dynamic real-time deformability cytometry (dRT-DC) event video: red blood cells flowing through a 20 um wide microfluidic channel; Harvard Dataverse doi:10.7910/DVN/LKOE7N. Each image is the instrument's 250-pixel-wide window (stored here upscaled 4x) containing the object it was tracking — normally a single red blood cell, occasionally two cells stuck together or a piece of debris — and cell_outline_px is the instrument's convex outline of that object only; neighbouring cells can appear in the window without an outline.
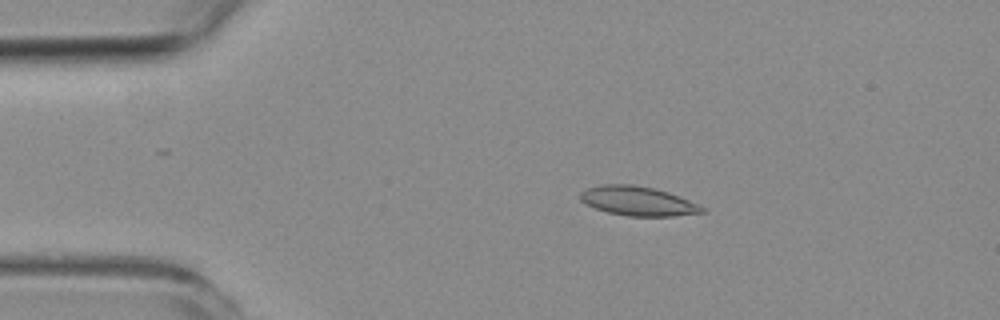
{"species": "common noctule bat (a hibernating species)", "species_latin": "Nyctalus noctula", "temperature_condition": "room temperature", "stored_images_in_passage": 3, "camera_frame_rate_fps": 3000, "um_per_image_px": 0.085, "animal": {"sex": "female", "body_mass_g": 19.3, "forearm_length_mm": 54.1}, "frame": {"image": 1, "passage_image": 2, "time_ms": 1.667, "image_size_px": [1000, 320], "cell_outline_px": [[708, 212], [672, 216], [628, 216], [608, 212], [584, 204], [580, 200], [580, 192], [588, 188], [600, 184], [632, 184], [652, 188], [668, 192], [708, 208]], "centroid_in_image_um": [54.23, 17.09], "position_along_channel_um": 30.8, "area_um2": 20.87}}